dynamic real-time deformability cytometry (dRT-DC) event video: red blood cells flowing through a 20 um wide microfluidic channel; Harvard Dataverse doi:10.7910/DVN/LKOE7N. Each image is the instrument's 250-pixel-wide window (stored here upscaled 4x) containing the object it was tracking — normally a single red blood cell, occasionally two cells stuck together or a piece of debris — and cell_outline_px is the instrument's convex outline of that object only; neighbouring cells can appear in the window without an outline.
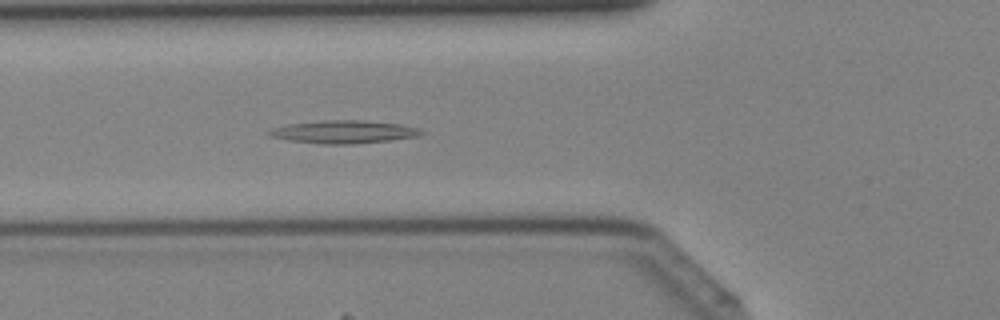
{"species": "Egyptian fruit bat (a non-hibernating species)", "species_latin": "Rousettus aegyptiacus", "temperature_condition": "cold", "stored_images_in_passage": 44, "segment_of_instrument_passage": [1, 3], "camera_frame_rate_fps": 3000, "um_per_image_px": 0.085, "animal": {"sex": "female"}, "frame": {"image": 1, "passage_image": 16, "time_ms": 5.0, "image_size_px": [1000, 320], "cell_outline_px": [[424, 132], [416, 136], [388, 140], [352, 144], [324, 144], [288, 140], [272, 136], [268, 132], [272, 128], [288, 124], [320, 120], [364, 120], [400, 124], [420, 128]], "centroid_in_image_um": [29.22, 11.2], "position_along_channel_um": 96.6, "area_um2": 20.11}}
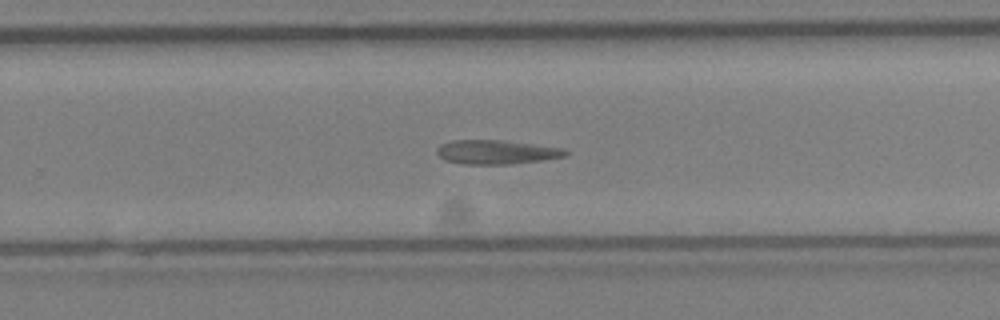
{"frame": {"image": 2, "passage_image": 28, "time_ms": 9.0, "image_size_px": [1000, 320], "cell_outline_px": [[568, 156], [512, 164], [464, 164], [444, 160], [436, 152], [436, 148], [440, 144], [452, 140], [500, 140], [564, 148], [568, 152]], "centroid_in_image_um": [42.17, 12.92], "position_along_channel_um": 287.6, "area_um2": 18.03}}
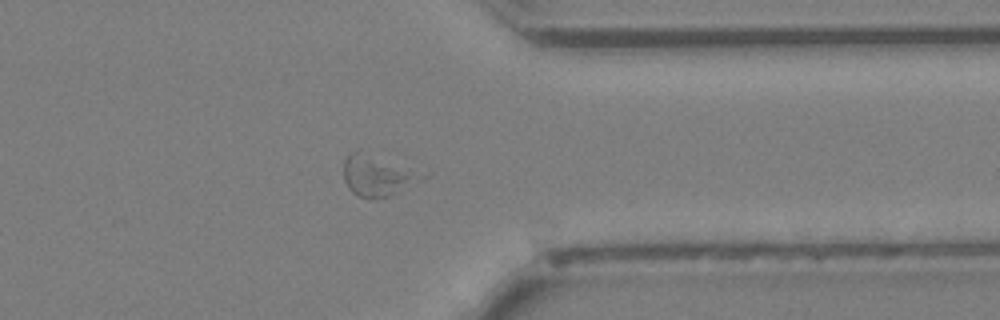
{"frame": {"image": 3, "passage_image": 34, "time_ms": 11.0, "image_size_px": [1000, 320], "cell_outline_px": [[412, 176], [388, 196], [372, 200], [356, 196], [348, 188], [344, 180], [344, 160], [352, 152], [360, 148], [408, 172]], "centroid_in_image_um": [31.63, 14.92], "position_along_channel_um": 379.8, "area_um2": 16.24}}